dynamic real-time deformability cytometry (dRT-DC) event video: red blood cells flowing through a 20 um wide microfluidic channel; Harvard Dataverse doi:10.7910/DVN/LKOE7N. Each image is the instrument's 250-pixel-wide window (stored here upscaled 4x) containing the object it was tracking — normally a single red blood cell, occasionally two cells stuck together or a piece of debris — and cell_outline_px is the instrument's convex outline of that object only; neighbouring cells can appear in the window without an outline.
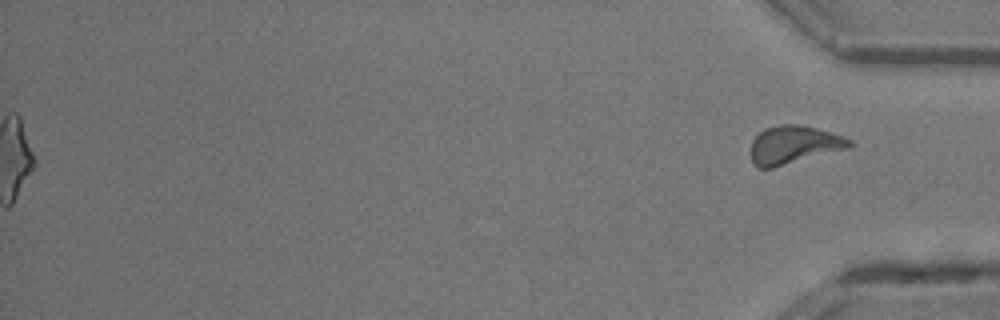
{"species": "common noctule bat (a hibernating species)", "species_latin": "Nyctalus noctula", "temperature_condition": "room temperature", "stored_images_in_passage": 33, "segment_of_instrument_passage": [2, 2], "camera_frame_rate_fps": 3000, "um_per_image_px": 0.085, "animal": {"sex": "male", "body_mass_g": 13.3}, "frame": {"image": 1, "passage_image": 33, "time_ms": 10.667, "image_size_px": [1000, 320], "cell_outline_px": [[852, 144], [848, 148], [772, 168], [760, 168], [752, 160], [752, 140], [764, 128], [780, 124], [796, 124], [816, 128], [844, 136], [852, 140]], "centroid_in_image_um": [67.48, 12.29], "position_along_channel_um": 367.7, "area_um2": 21.62}}